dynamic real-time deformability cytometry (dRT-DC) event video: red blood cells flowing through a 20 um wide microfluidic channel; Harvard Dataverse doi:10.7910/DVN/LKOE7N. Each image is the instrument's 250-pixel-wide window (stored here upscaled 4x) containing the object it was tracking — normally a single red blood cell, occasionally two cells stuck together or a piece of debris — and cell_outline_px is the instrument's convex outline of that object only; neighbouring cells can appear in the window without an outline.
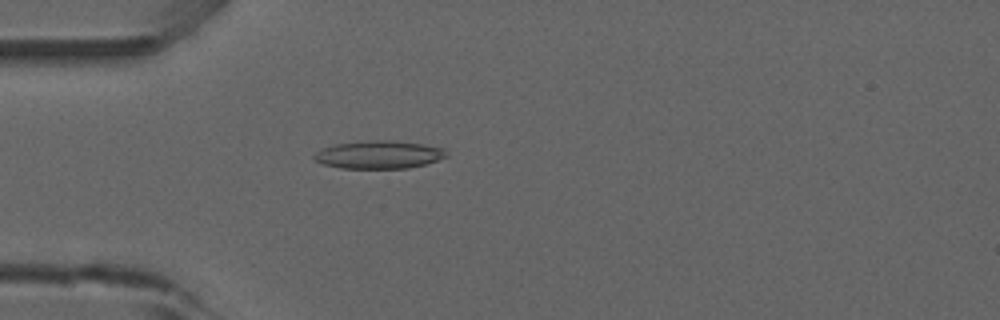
{"species": "common noctule bat (a hibernating species)", "species_latin": "Nyctalus noctula", "temperature_condition": "room temperature", "stored_images_in_passage": 52, "camera_frame_rate_fps": 3000, "um_per_image_px": 0.085, "animal": {"sex": "male", "forearm_length_mm": 52.5}, "frame": {"image": 1, "passage_image": 15, "time_ms": 4.667, "image_size_px": [1000, 320], "cell_outline_px": [[448, 156], [424, 164], [408, 168], [340, 168], [324, 164], [316, 160], [312, 156], [320, 148], [336, 144], [372, 140], [392, 140], [424, 144], [444, 148]], "centroid_in_image_um": [32.2, 13.14], "position_along_channel_um": 52.8, "area_um2": 21.44}}
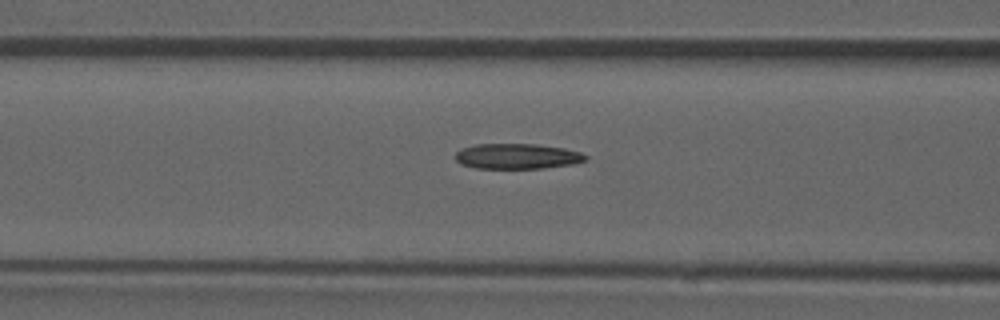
{"frame": {"image": 2, "passage_image": 21, "time_ms": 6.667, "image_size_px": [1000, 320], "cell_outline_px": [[588, 160], [576, 164], [544, 168], [476, 168], [460, 164], [452, 156], [460, 148], [476, 144], [536, 144], [564, 148], [580, 152], [588, 156]], "centroid_in_image_um": [43.95, 13.28], "position_along_channel_um": 122.6, "area_um2": 19.54}}
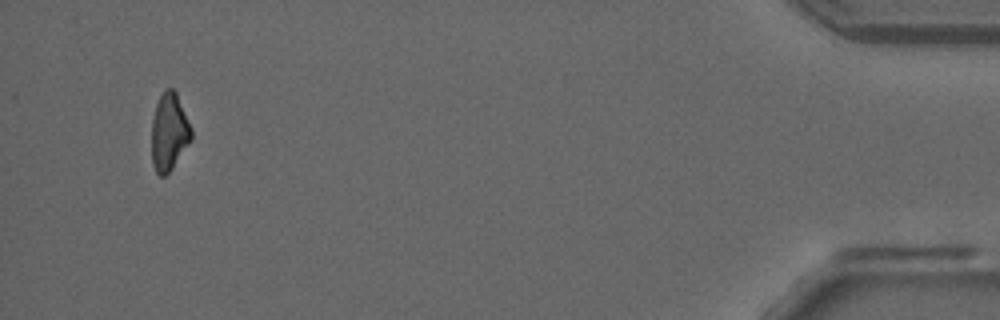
{"frame": {"image": 3, "passage_image": 50, "time_ms": 16.333, "image_size_px": [1000, 320], "cell_outline_px": [[192, 140], [172, 168], [164, 176], [160, 176], [156, 172], [152, 164], [152, 120], [156, 104], [164, 88], [172, 88], [176, 92], [192, 128]], "centroid_in_image_um": [14.38, 11.21], "position_along_channel_um": 420.8, "area_um2": 17.98}, "authors_computed_cell_mechanics": {"area_um2": 19.7387, "velocity_mm_per_s": 3.9154, "shape_relaxation_time_tau1_ms": null, "shape_relaxation_time_tau2_ms": 5.953, "deformation_change_tau1": null, "deformation_change_tau2": 0.166}}